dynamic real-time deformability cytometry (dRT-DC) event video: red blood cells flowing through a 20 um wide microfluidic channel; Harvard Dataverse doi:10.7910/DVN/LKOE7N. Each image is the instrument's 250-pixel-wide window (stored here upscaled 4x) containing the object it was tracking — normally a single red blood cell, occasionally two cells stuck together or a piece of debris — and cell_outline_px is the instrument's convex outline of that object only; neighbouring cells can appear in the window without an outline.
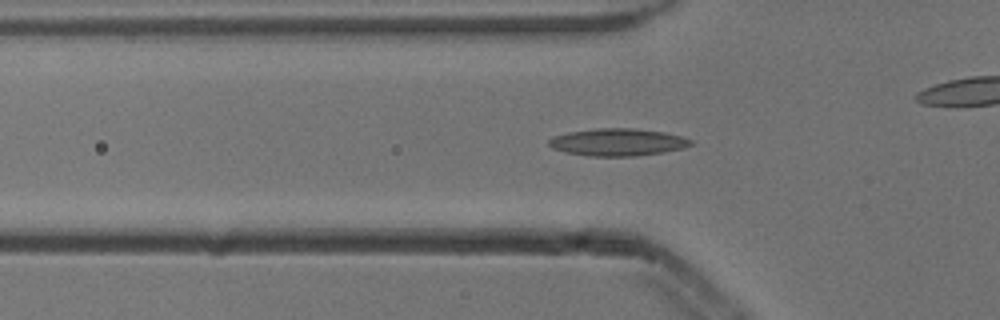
{"species": "common noctule bat (a hibernating species)", "species_latin": "Nyctalus noctula", "temperature_condition": "cold", "stored_images_in_passage": 52, "camera_frame_rate_fps": 3000, "um_per_image_px": 0.085, "animal": {"sex": "male", "body_mass_g": 13.3}, "frame": {"image": 1, "passage_image": 16, "time_ms": 5.0, "image_size_px": [1000, 320], "cell_outline_px": [[692, 144], [684, 148], [664, 152], [636, 156], [588, 156], [564, 152], [552, 148], [548, 144], [548, 140], [552, 136], [568, 132], [596, 128], [632, 128], [664, 132], [680, 136], [692, 140]], "centroid_in_image_um": [52.47, 12.09], "position_along_channel_um": 73.3, "area_um2": 22.72}}
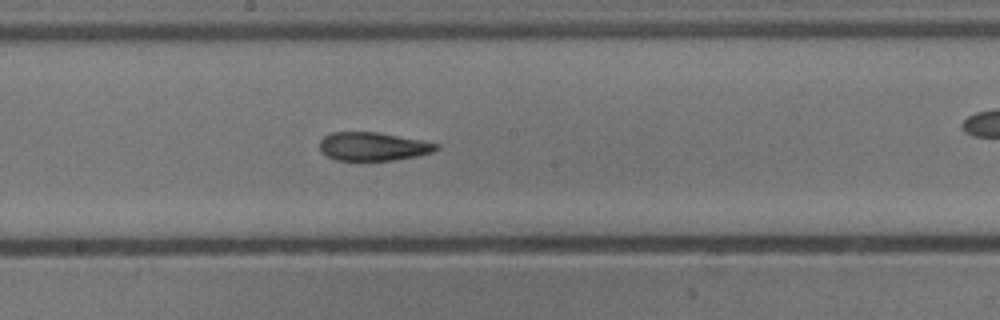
{"frame": {"image": 2, "passage_image": 27, "time_ms": 8.667, "image_size_px": [1000, 320], "cell_outline_px": [[440, 148], [432, 152], [416, 156], [396, 160], [336, 160], [320, 152], [320, 140], [324, 136], [332, 132], [376, 132], [420, 140], [440, 144]], "centroid_in_image_um": [31.7, 12.45], "position_along_channel_um": 216.5, "area_um2": 19.25}}
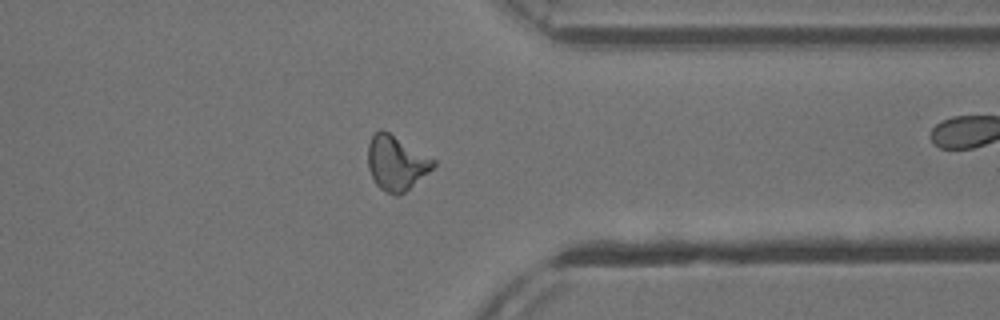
{"frame": {"image": 3, "passage_image": 40, "time_ms": 13.0, "image_size_px": [1000, 320], "cell_outline_px": [[436, 164], [428, 172], [404, 192], [396, 196], [380, 188], [376, 184], [368, 168], [368, 144], [372, 136], [380, 128], [388, 132], [436, 160]], "centroid_in_image_um": [33.66, 13.84], "position_along_channel_um": 377.7, "area_um2": 20.4}, "authors_computed_cell_mechanics": {"area_um2": 20.23, "velocity_mm_per_s": 3.8625, "shape_relaxation_time_tau1_ms": null, "shape_relaxation_time_tau2_ms": 4.8378, "deformation_change_tau1": null, "deformation_change_tau2": 0.1433}}